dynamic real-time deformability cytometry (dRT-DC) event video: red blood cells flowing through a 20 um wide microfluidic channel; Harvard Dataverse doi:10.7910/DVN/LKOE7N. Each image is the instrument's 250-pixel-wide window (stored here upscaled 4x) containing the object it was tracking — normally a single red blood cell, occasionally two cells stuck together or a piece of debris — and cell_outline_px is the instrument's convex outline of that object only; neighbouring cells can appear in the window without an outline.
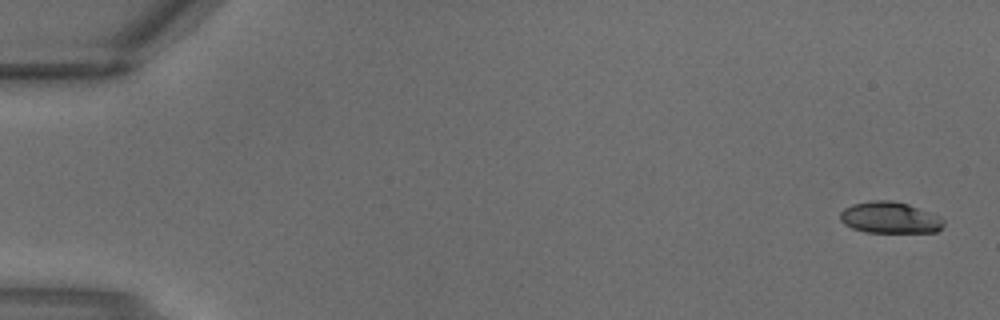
{"species": "common noctule bat (a hibernating species)", "species_latin": "Nyctalus noctula", "temperature_condition": "warm", "stored_images_in_passage": 3, "camera_frame_rate_fps": 3000, "um_per_image_px": 0.085, "animal": {"sex": "male", "body_mass_g": 18.8}, "frame": {"image": 1, "passage_image": 1, "time_ms": 0.0, "image_size_px": [1000, 320], "cell_outline_px": [[944, 224], [936, 232], [864, 232], [852, 228], [844, 224], [840, 220], [840, 212], [844, 208], [852, 204], [872, 200], [892, 200], [908, 204], [940, 216], [944, 220]], "centroid_in_image_um": [75.62, 18.49], "position_along_channel_um": 9.4, "area_um2": 19.02}}
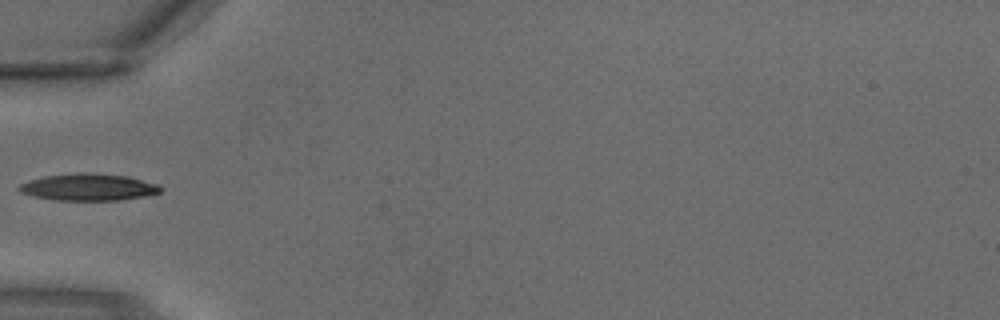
{"frame": {"image": 2, "passage_image": 3, "time_ms": 0.667, "image_size_px": [1000, 320], "cell_outline_px": [[160, 192], [144, 196], [120, 200], [52, 200], [20, 192], [16, 188], [20, 184], [28, 180], [44, 176], [76, 172], [80, 172], [128, 176], [156, 184], [160, 188]], "centroid_in_image_um": [7.45, 15.9], "position_along_channel_um": 77.5, "area_um2": 22.02}}